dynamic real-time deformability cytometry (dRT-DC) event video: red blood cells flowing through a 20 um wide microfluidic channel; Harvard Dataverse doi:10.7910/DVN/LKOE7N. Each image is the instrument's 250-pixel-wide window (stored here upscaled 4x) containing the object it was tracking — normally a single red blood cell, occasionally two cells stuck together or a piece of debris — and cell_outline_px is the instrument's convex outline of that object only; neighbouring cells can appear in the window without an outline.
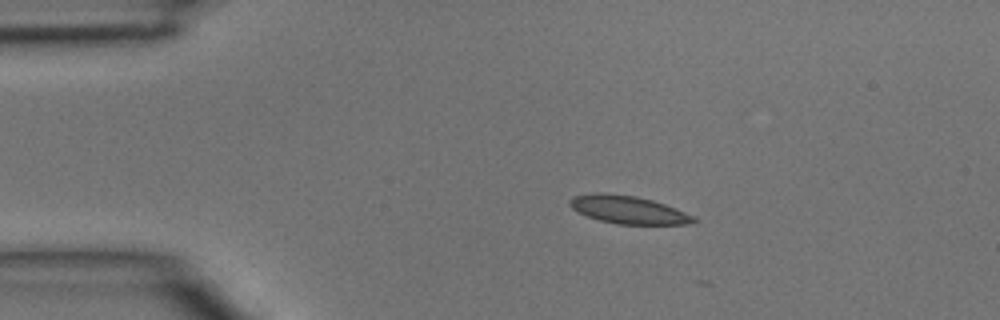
{"species": "common noctule bat (a hibernating species)", "species_latin": "Nyctalus noctula", "temperature_condition": "room temperature", "stored_images_in_passage": 2, "camera_frame_rate_fps": 3000, "um_per_image_px": 0.085, "animal": {"sex": "male", "body_mass_g": 15.6}, "frame": {"image": 1, "passage_image": 1, "time_ms": 0.0, "image_size_px": [1000, 320], "cell_outline_px": [[700, 220], [692, 224], [620, 224], [600, 220], [588, 216], [572, 208], [568, 204], [568, 200], [572, 196], [592, 192], [600, 192], [636, 196], [652, 200], [676, 208], [696, 216]], "centroid_in_image_um": [53.43, 17.82], "position_along_channel_um": 31.6, "area_um2": 20.29}}